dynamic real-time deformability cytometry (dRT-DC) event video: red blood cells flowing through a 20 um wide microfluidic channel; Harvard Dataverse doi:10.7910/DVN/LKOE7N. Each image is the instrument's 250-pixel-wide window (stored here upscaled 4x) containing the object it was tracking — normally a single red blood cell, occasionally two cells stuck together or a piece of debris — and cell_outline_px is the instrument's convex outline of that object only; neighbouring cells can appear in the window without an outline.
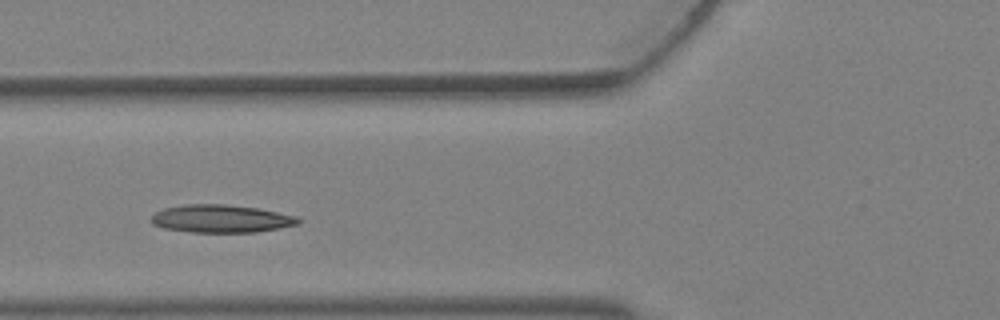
{"species": "Egyptian fruit bat (a non-hibernating species)", "species_latin": "Rousettus aegyptiacus", "temperature_condition": "warm", "stored_images_in_passage": 3, "camera_frame_rate_fps": 3000, "um_per_image_px": 0.085, "animal": {"sex": "female"}, "frame": {"image": 1, "passage_image": 3, "time_ms": 0.667, "image_size_px": [1000, 320], "cell_outline_px": [[300, 224], [280, 228], [256, 232], [192, 232], [164, 228], [152, 224], [152, 216], [156, 212], [164, 208], [184, 204], [224, 204], [256, 208], [296, 216], [300, 220]], "centroid_in_image_um": [18.79, 18.59], "position_along_channel_um": 107.0, "area_um2": 23.7}}